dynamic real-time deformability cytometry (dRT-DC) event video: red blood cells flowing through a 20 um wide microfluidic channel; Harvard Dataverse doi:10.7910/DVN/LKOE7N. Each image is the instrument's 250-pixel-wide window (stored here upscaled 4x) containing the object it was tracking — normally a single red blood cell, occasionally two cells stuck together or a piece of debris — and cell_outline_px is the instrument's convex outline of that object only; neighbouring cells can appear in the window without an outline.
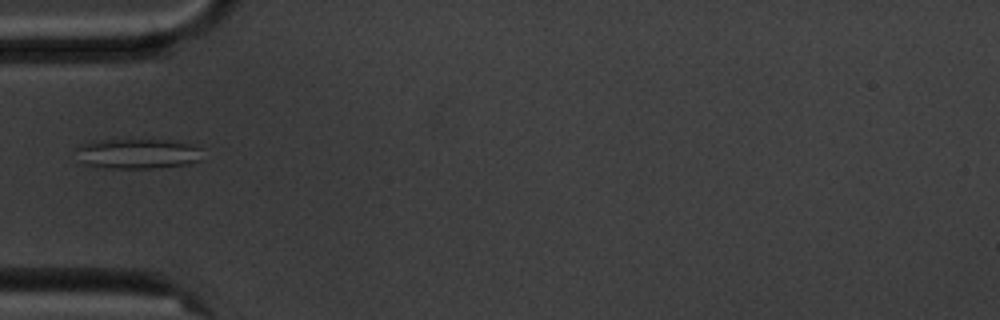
{"species": "common noctule bat (a hibernating species)", "species_latin": "Nyctalus noctula", "temperature_condition": "cold", "stored_images_in_passage": 5, "camera_frame_rate_fps": 3000, "um_per_image_px": 0.085, "animal": {"sex": "male", "body_mass_g": 20.1, "forearm_length_mm": 53.5}, "frame": {"image": 1, "passage_image": 5, "time_ms": 4.667, "image_size_px": [1000, 320], "cell_outline_px": [[200, 160], [188, 164], [160, 168], [104, 168], [84, 164], [76, 148], [80, 144], [92, 140], [164, 140], [188, 144], [200, 148]], "centroid_in_image_um": [11.67, 13.07], "position_along_channel_um": 73.3, "area_um2": 21.96}}